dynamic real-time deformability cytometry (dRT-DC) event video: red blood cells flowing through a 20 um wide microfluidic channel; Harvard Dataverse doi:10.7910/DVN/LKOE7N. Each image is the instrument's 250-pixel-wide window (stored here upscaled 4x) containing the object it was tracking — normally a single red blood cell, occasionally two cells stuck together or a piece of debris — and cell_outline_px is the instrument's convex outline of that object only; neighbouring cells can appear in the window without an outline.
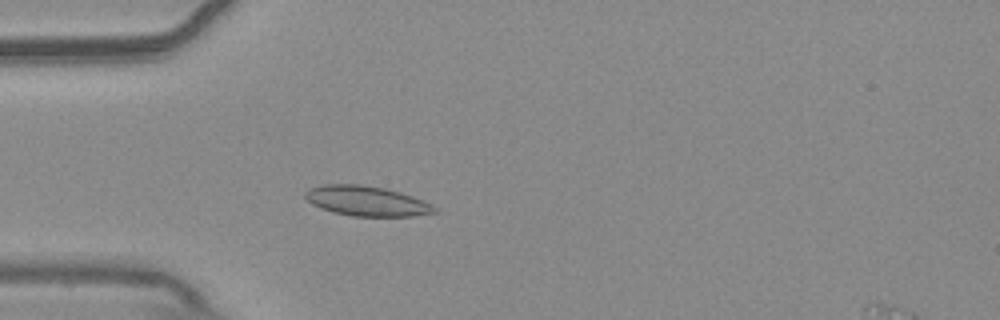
{"species": "common noctule bat (a hibernating species)", "species_latin": "Nyctalus noctula", "temperature_condition": "warm", "stored_images_in_passage": 54, "camera_frame_rate_fps": 3000, "um_per_image_px": 0.085, "animal": {"sex": "male", "body_mass_g": 20.4}, "frame": {"image": 1, "passage_image": 16, "time_ms": 5.0, "image_size_px": [1000, 320], "cell_outline_px": [[436, 212], [412, 216], [352, 216], [332, 212], [320, 208], [312, 204], [304, 196], [304, 192], [308, 188], [324, 184], [360, 184], [384, 188], [400, 192], [412, 196], [436, 208]], "centroid_in_image_um": [31.08, 17.08], "position_along_channel_um": 53.9, "area_um2": 22.43}}
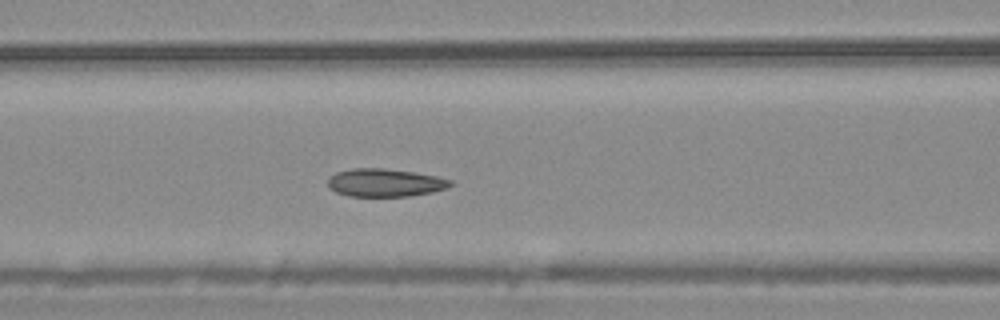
{"frame": {"image": 2, "passage_image": 23, "time_ms": 7.333, "image_size_px": [1000, 320], "cell_outline_px": [[452, 184], [448, 188], [432, 192], [408, 196], [348, 196], [336, 192], [328, 188], [328, 176], [336, 172], [352, 168], [384, 168], [412, 172], [436, 176], [452, 180]], "centroid_in_image_um": [32.69, 15.53], "position_along_channel_um": 133.9, "area_um2": 20.06}}
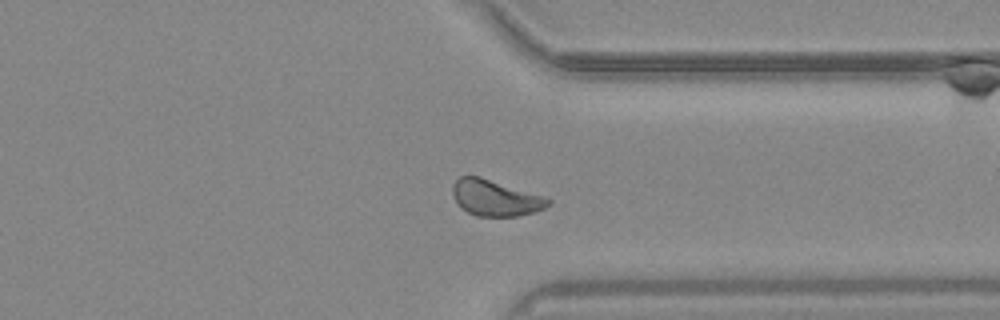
{"frame": {"image": 3, "passage_image": 42, "time_ms": 13.667, "image_size_px": [1000, 320], "cell_outline_px": [[552, 204], [536, 212], [516, 216], [476, 216], [460, 208], [452, 196], [452, 184], [460, 176], [480, 176], [544, 196], [552, 200]], "centroid_in_image_um": [42.1, 16.82], "position_along_channel_um": 369.3, "area_um2": 20.29}, "authors_computed_cell_mechanics": {"area_um2": 20.6924, "velocity_mm_per_s": 3.7223, "shape_relaxation_time_tau1_ms": 5.3453, "shape_relaxation_time_tau2_ms": 2.1026, "deformation_change_tau1": 0.1026, "deformation_change_tau2": 0.0476}}